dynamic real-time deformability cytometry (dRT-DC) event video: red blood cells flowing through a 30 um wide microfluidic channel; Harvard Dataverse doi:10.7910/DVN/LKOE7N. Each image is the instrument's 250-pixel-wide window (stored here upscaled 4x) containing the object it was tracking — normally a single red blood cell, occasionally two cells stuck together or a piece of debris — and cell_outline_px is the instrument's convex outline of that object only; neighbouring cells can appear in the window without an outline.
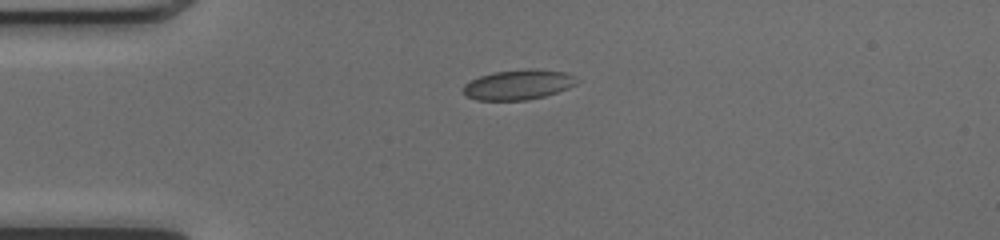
{"species": "common noctule bat (a hibernating species)", "species_latin": "Nyctalus noctula", "temperature_condition": "cold", "stored_images_in_passage": 39, "camera_frame_rate_fps": 3000, "um_per_image_px": 0.085, "animal": {"sex": "female", "body_mass_g": 17.0, "forearm_length_mm": 48.0}, "frame": {"image": 1, "passage_image": 1, "time_ms": 0.0, "image_size_px": [1000, 240], "cell_outline_px": [[580, 80], [576, 84], [568, 88], [544, 96], [528, 100], [476, 100], [464, 96], [464, 84], [480, 76], [492, 72], [528, 68], [536, 68], [564, 72], [576, 76]], "centroid_in_image_um": [44.07, 7.19], "position_along_channel_um": 40.9, "area_um2": 20.06}}
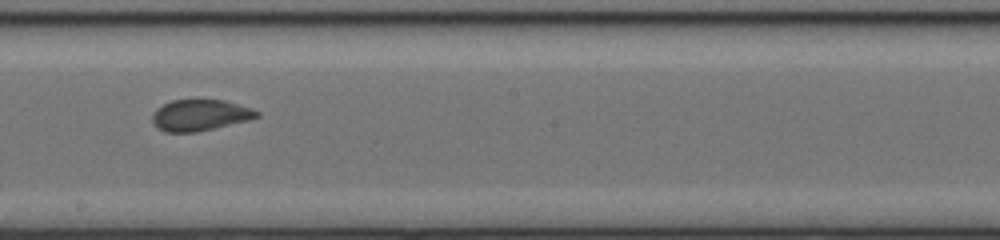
{"frame": {"image": 2, "passage_image": 17, "time_ms": 5.333, "image_size_px": [1000, 240], "cell_outline_px": [[260, 116], [248, 120], [196, 132], [164, 132], [156, 128], [152, 124], [152, 112], [156, 108], [172, 100], [224, 100], [252, 108], [260, 112]], "centroid_in_image_um": [16.96, 9.79], "position_along_channel_um": 231.2, "area_um2": 19.07}}
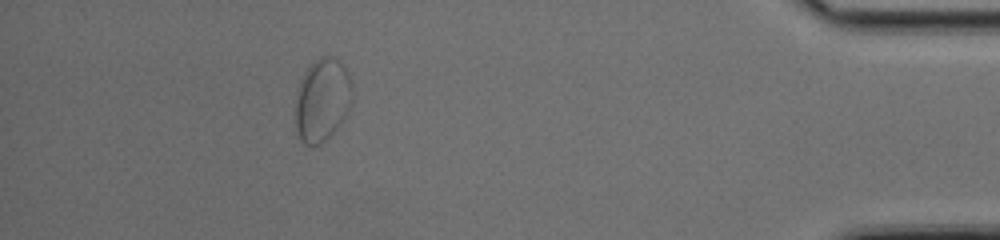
{"frame": {"image": 3, "passage_image": 34, "time_ms": 11.0, "image_size_px": [1000, 240], "cell_outline_px": [[352, 100], [348, 116], [320, 144], [304, 144], [300, 140], [296, 132], [296, 92], [300, 80], [304, 72], [320, 56], [332, 56], [340, 60], [344, 64], [352, 84]], "centroid_in_image_um": [27.41, 8.47], "position_along_channel_um": 407.8, "area_um2": 27.74}, "authors_computed_cell_mechanics": {"area_um2": 19.8832, "velocity_mm_per_s": 4.0934, "shape_relaxation_time_tau1_ms": 7.0213, "shape_relaxation_time_tau2_ms": null, "deformation_change_tau1": 0.1471, "deformation_change_tau2": null}}